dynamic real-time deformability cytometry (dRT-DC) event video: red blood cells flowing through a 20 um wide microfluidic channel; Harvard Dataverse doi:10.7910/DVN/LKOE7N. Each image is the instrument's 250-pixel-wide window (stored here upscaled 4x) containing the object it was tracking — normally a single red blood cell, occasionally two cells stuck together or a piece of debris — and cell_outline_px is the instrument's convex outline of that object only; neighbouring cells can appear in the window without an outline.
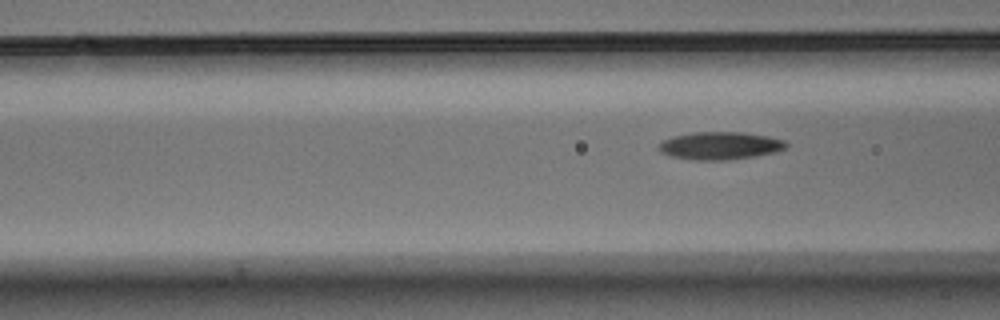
{"species": "Egyptian fruit bat (a non-hibernating species)", "species_latin": "Rousettus aegyptiacus", "temperature_condition": "warm", "stored_images_in_passage": 9, "segment_of_instrument_passage": [2, 2], "camera_frame_rate_fps": 3000, "um_per_image_px": 0.085, "animal": {"sex": "male"}, "frame": {"image": 1, "passage_image": 9, "time_ms": 2.667, "image_size_px": [1000, 320], "cell_outline_px": [[788, 148], [780, 152], [732, 160], [692, 160], [668, 156], [660, 152], [656, 148], [664, 140], [672, 136], [696, 132], [740, 132], [768, 136], [784, 140], [788, 144]], "centroid_in_image_um": [61.23, 12.4], "position_along_channel_um": 105.4, "area_um2": 20.98}}